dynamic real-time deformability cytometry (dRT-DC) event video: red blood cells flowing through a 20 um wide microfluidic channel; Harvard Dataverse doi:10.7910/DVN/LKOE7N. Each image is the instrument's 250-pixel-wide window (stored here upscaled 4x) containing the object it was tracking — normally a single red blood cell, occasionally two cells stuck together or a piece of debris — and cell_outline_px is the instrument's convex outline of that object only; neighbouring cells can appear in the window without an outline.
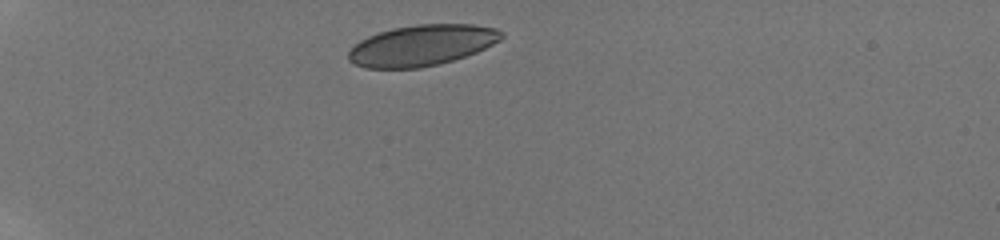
{"species": "human", "species_latin": "Homo sapiens", "temperature_condition": "room temperature", "stored_images_in_passage": 3, "camera_frame_rate_fps": 3000, "um_per_image_px": 0.085, "donor": {"sex": "male"}, "frame": {"image": 1, "passage_image": 1, "time_ms": 0.0, "image_size_px": [1000, 240], "cell_outline_px": [[504, 36], [500, 40], [476, 52], [452, 60], [420, 68], [364, 68], [348, 60], [348, 52], [360, 40], [368, 36], [392, 28], [416, 24], [472, 24], [496, 28], [504, 32]], "centroid_in_image_um": [35.85, 3.84], "position_along_channel_um": 49.1, "area_um2": 36.3}}
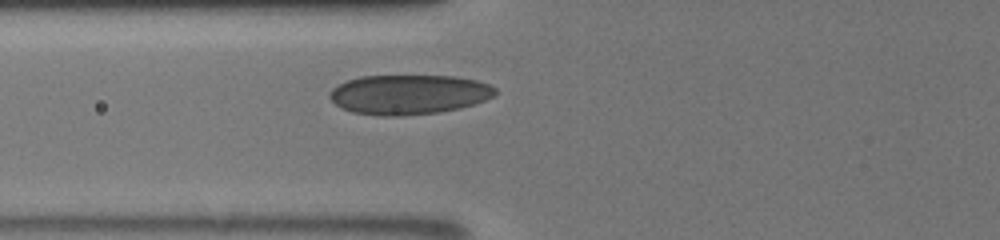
{"frame": {"image": 2, "passage_image": 3, "time_ms": 2.333, "image_size_px": [1000, 240], "cell_outline_px": [[496, 92], [492, 96], [484, 100], [460, 108], [436, 112], [400, 116], [384, 116], [352, 112], [336, 104], [328, 96], [332, 88], [348, 80], [360, 76], [456, 76], [476, 80], [488, 84], [496, 88]], "centroid_in_image_um": [34.74, 8.02], "position_along_channel_um": 91.1, "area_um2": 37.97}}